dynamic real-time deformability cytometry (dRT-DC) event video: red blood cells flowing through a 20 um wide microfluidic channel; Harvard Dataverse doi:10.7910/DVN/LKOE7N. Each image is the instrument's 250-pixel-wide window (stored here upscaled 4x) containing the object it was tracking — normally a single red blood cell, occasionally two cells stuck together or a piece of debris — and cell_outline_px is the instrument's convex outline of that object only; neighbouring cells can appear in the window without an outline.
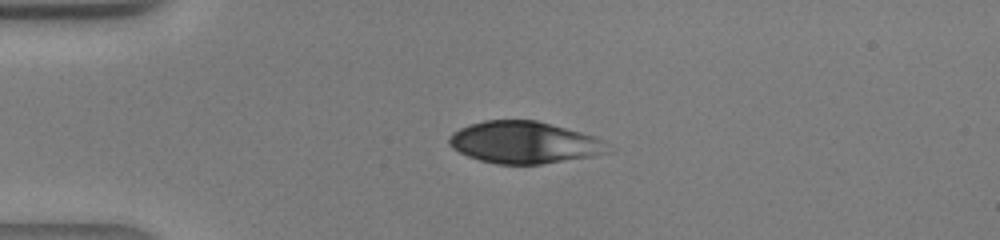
{"species": "human", "species_latin": "Homo sapiens", "temperature_condition": "warm", "stored_images_in_passage": 32, "camera_frame_rate_fps": 3000, "um_per_image_px": 0.085, "donor": {"sex": "male"}, "frame": {"image": 1, "passage_image": 1, "time_ms": 0.0, "image_size_px": [1000, 240], "cell_outline_px": [[612, 152], [592, 156], [540, 164], [496, 164], [480, 160], [468, 156], [452, 148], [448, 144], [448, 136], [452, 132], [460, 128], [484, 120], [536, 120], [580, 132], [604, 140]], "centroid_in_image_um": [44.54, 12.11], "position_along_channel_um": 40.5, "area_um2": 38.67}}
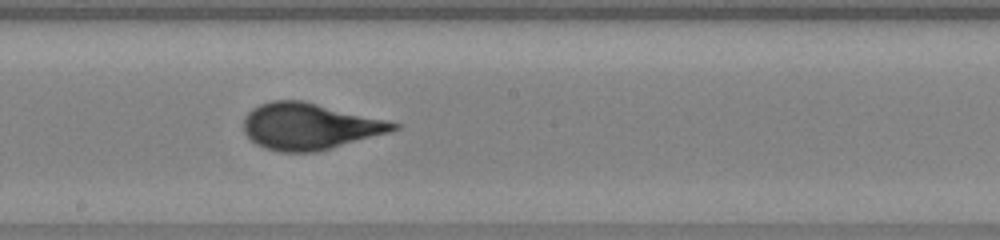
{"frame": {"image": 2, "passage_image": 14, "time_ms": 4.333, "image_size_px": [1000, 240], "cell_outline_px": [[400, 128], [388, 132], [316, 152], [280, 152], [256, 144], [244, 132], [244, 116], [252, 108], [260, 104], [272, 100], [304, 100], [400, 124]], "centroid_in_image_um": [26.25, 10.73], "position_along_channel_um": 221.9, "area_um2": 40.06}}
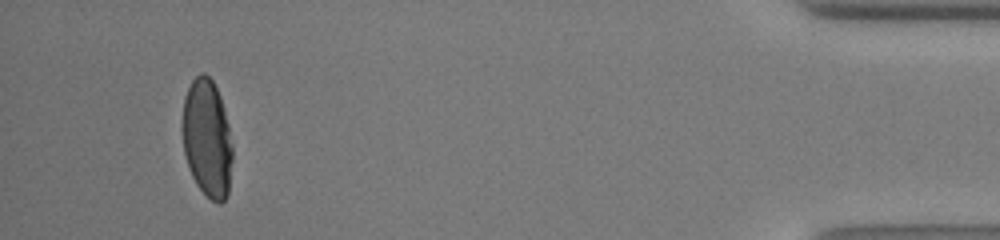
{"frame": {"image": 3, "passage_image": 30, "time_ms": 9.667, "image_size_px": [1000, 240], "cell_outline_px": [[232, 160], [228, 196], [220, 204], [212, 200], [196, 184], [192, 176], [184, 152], [180, 128], [184, 96], [192, 80], [200, 72], [204, 72], [212, 80], [220, 96], [224, 108], [228, 124], [232, 144]], "centroid_in_image_um": [17.59, 11.74], "position_along_channel_um": 417.6, "area_um2": 34.85}}